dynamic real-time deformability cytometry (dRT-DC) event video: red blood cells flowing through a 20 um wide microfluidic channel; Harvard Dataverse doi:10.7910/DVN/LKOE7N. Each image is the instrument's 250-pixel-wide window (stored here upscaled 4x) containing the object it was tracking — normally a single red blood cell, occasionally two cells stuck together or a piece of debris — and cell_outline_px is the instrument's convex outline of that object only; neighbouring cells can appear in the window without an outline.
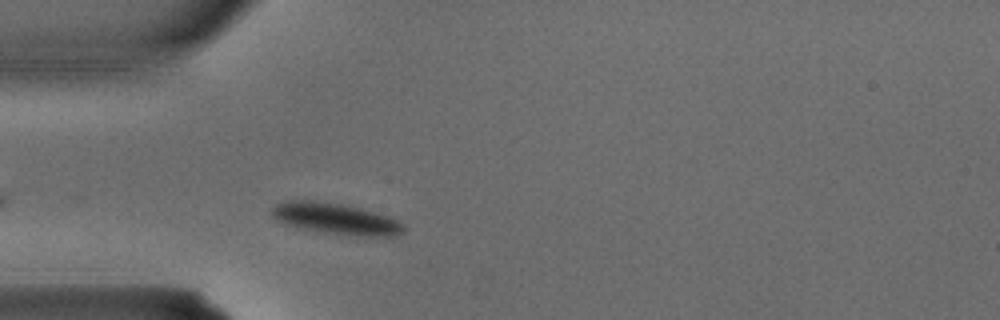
{"species": "common noctule bat (a hibernating species)", "species_latin": "Nyctalus noctula", "temperature_condition": "warm", "stored_images_in_passage": 1, "camera_frame_rate_fps": 3000, "um_per_image_px": 0.085, "animal": {"sex": "male", "body_mass_g": 15.6}, "frame": {"image": 1, "passage_image": 1, "time_ms": 0.0, "image_size_px": [1000, 320], "cell_outline_px": [[404, 228], [396, 236], [360, 236], [296, 228], [272, 216], [272, 208], [276, 204], [288, 200], [308, 200], [344, 204], [360, 208], [388, 216], [396, 220]], "centroid_in_image_um": [28.51, 18.58], "position_along_channel_um": 56.5, "area_um2": 23.41}}